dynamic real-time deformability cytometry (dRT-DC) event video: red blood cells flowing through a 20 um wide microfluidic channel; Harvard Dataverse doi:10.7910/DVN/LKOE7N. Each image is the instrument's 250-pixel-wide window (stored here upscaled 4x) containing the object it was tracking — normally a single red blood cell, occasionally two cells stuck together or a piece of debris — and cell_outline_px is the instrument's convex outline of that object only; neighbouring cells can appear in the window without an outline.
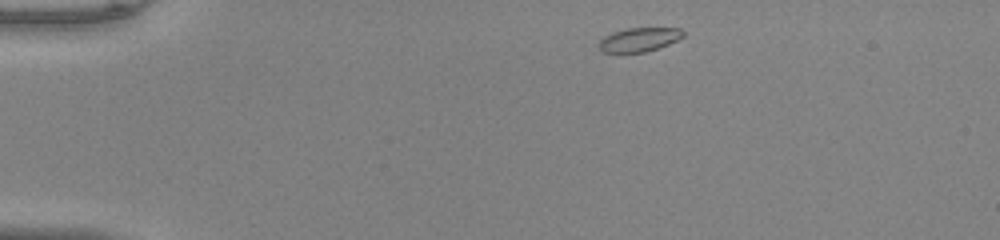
{"species": "common noctule bat (a hibernating species)", "species_latin": "Nyctalus noctula", "temperature_condition": "warm", "stored_images_in_passage": 42, "camera_frame_rate_fps": 3000, "um_per_image_px": 0.085, "animal": {"sex": "male", "body_mass_g": 20.0, "forearm_length_mm": 53.3}, "frame": {"image": 1, "passage_image": 1, "time_ms": 0.0, "image_size_px": [1000, 240], "cell_outline_px": [[684, 36], [668, 44], [644, 52], [600, 52], [600, 40], [604, 36], [612, 32], [628, 28], [680, 28], [684, 32]], "centroid_in_image_um": [54.32, 3.35], "position_along_channel_um": 30.7, "area_um2": 11.56}}
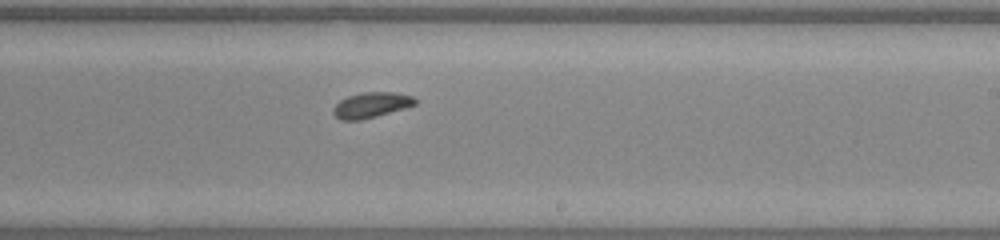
{"frame": {"image": 2, "passage_image": 23, "time_ms": 7.333, "image_size_px": [1000, 240], "cell_outline_px": [[416, 104], [404, 108], [376, 116], [360, 120], [340, 120], [332, 112], [332, 108], [340, 100], [348, 96], [364, 92], [396, 92], [412, 96], [416, 100]], "centroid_in_image_um": [31.53, 8.92], "position_along_channel_um": 257.5, "area_um2": 12.02}}
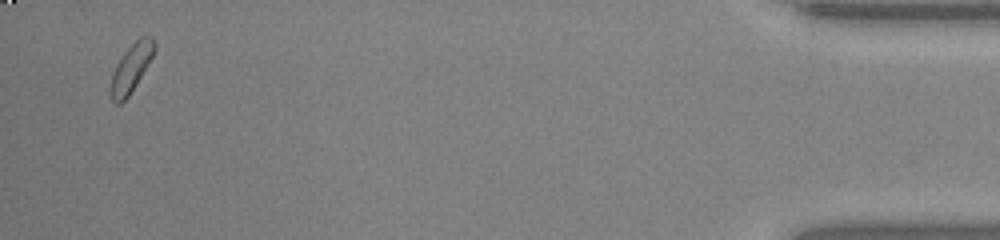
{"frame": {"image": 3, "passage_image": 41, "time_ms": 13.333, "image_size_px": [1000, 240], "cell_outline_px": [[156, 48], [152, 56], [136, 84], [128, 96], [120, 104], [116, 104], [112, 100], [108, 92], [108, 88], [112, 72], [116, 64], [124, 52], [140, 36], [152, 36], [156, 44]], "centroid_in_image_um": [11.1, 5.8], "position_along_channel_um": 424.1, "area_um2": 12.31}, "authors_computed_cell_mechanics": {"area_um2": 12.3114, "velocity_mm_per_s": 4.0564, "shape_relaxation_time_tau1_ms": null, "shape_relaxation_time_tau2_ms": 2.1822, "deformation_change_tau1": null, "deformation_change_tau2": 0.0699}}